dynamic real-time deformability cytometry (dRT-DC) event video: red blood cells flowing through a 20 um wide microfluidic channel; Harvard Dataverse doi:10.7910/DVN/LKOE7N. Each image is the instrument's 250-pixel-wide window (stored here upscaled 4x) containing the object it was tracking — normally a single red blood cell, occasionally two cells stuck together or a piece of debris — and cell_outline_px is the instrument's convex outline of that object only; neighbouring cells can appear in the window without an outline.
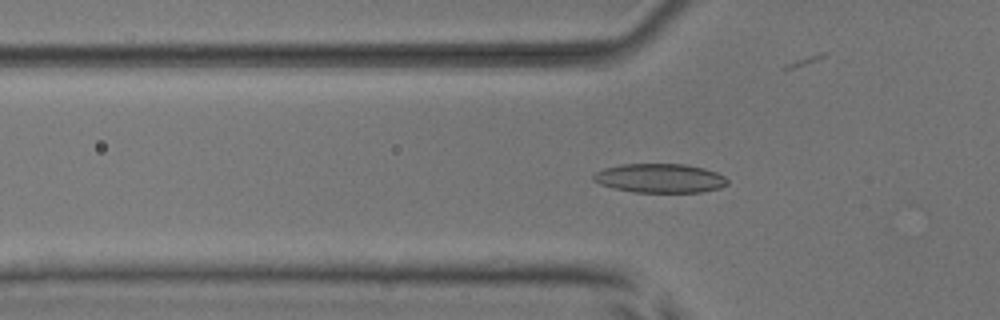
{"species": "common noctule bat (a hibernating species)", "species_latin": "Nyctalus noctula", "temperature_condition": "room temperature", "stored_images_in_passage": 47, "camera_frame_rate_fps": 3000, "um_per_image_px": 0.085, "animal": {"sex": "male", "body_mass_g": 17.9, "forearm_length_mm": 54.2}, "frame": {"image": 1, "passage_image": 17, "time_ms": 5.333, "image_size_px": [1000, 320], "cell_outline_px": [[728, 184], [720, 188], [700, 192], [632, 192], [612, 188], [600, 184], [592, 180], [592, 176], [596, 172], [604, 168], [620, 164], [684, 164], [704, 168], [716, 172], [724, 176], [728, 180]], "centroid_in_image_um": [56.07, 15.15], "position_along_channel_um": 69.7, "area_um2": 22.83}}
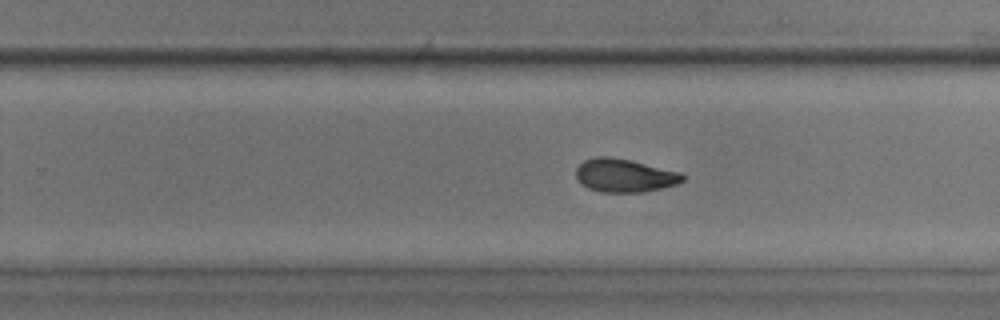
{"frame": {"image": 2, "passage_image": 33, "time_ms": 10.667, "image_size_px": [1000, 320], "cell_outline_px": [[684, 180], [676, 184], [644, 192], [600, 192], [588, 188], [576, 176], [576, 168], [584, 160], [596, 156], [608, 156], [632, 160], [680, 172], [684, 176]], "centroid_in_image_um": [53.08, 14.9], "position_along_channel_um": 276.7, "area_um2": 20.58}}
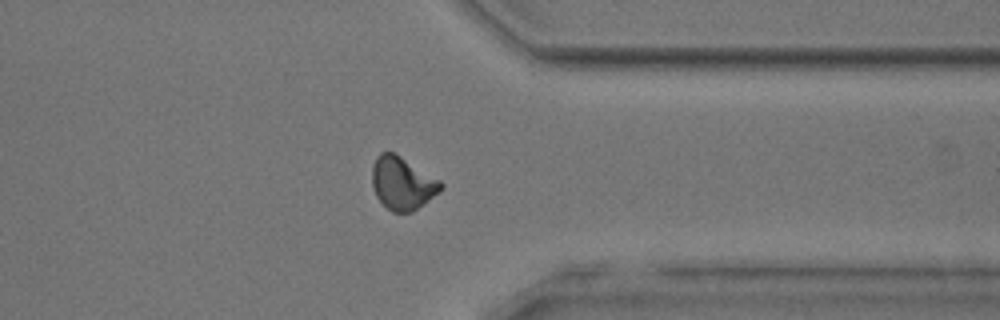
{"frame": {"image": 3, "passage_image": 41, "time_ms": 13.333, "image_size_px": [1000, 320], "cell_outline_px": [[444, 188], [440, 192], [424, 204], [412, 212], [392, 212], [376, 196], [372, 184], [372, 164], [376, 156], [380, 152], [392, 152], [400, 156], [440, 180], [444, 184]], "centroid_in_image_um": [34.21, 15.57], "position_along_channel_um": 377.2, "area_um2": 21.15}, "authors_computed_cell_mechanics": {"area_um2": 21.097, "velocity_mm_per_s": 3.8959, "shape_relaxation_time_tau1_ms": 5.1574, "shape_relaxation_time_tau2_ms": 2.4565, "deformation_change_tau1": 0.1336, "deformation_change_tau2": 0.0813}}